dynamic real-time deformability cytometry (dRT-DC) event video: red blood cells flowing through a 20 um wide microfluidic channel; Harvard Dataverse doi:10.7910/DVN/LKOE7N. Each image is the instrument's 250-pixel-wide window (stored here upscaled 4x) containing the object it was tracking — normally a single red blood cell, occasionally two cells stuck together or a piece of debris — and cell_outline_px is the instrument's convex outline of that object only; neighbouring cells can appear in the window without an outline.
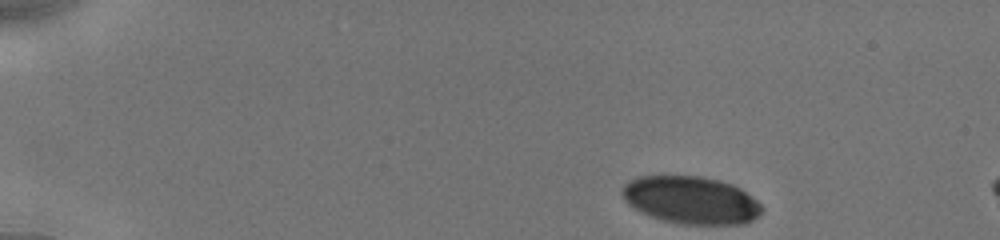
{"species": "human", "species_latin": "Homo sapiens", "temperature_condition": "cold", "stored_images_in_passage": 9, "camera_frame_rate_fps": 3000, "um_per_image_px": 0.085, "donor": {"sex": "male"}, "frame": {"image": 1, "passage_image": 1, "time_ms": 0.0, "image_size_px": [1000, 240], "cell_outline_px": [[764, 208], [752, 220], [744, 224], [680, 224], [648, 216], [640, 212], [628, 204], [624, 200], [620, 192], [624, 184], [628, 180], [640, 176], [700, 176], [720, 180], [732, 184], [740, 188], [752, 196]], "centroid_in_image_um": [58.7, 17.0], "position_along_channel_um": 26.3, "area_um2": 38.9}}